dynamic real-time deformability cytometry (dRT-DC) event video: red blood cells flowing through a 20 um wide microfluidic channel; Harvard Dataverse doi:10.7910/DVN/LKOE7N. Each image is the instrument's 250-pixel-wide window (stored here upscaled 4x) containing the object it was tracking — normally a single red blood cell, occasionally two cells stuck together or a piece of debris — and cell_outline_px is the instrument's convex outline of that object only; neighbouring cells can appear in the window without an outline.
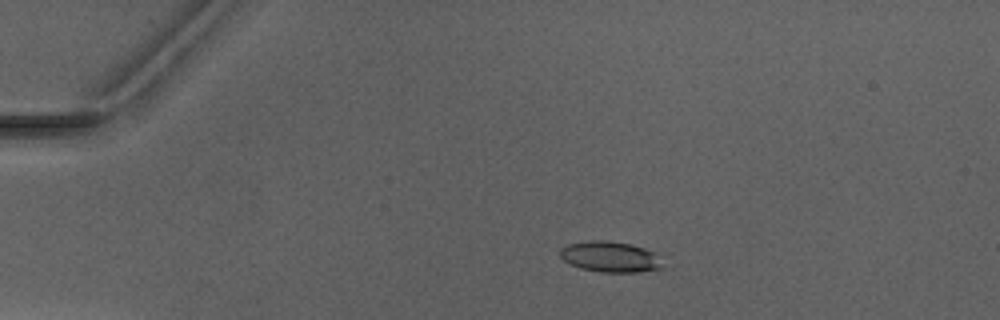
{"species": "Egyptian fruit bat (a non-hibernating species)", "species_latin": "Rousettus aegyptiacus", "temperature_condition": "warm", "stored_images_in_passage": 5, "camera_frame_rate_fps": 3000, "um_per_image_px": 0.085, "animal": {"sex": "male"}, "frame": {"image": 1, "passage_image": 2, "time_ms": 1.333, "image_size_px": [1000, 320], "cell_outline_px": [[668, 268], [636, 272], [600, 272], [580, 268], [568, 264], [560, 256], [560, 248], [568, 244], [592, 240], [600, 240], [632, 244], [656, 252]], "centroid_in_image_um": [51.93, 21.84], "position_along_channel_um": 33.1, "area_um2": 18.73}}
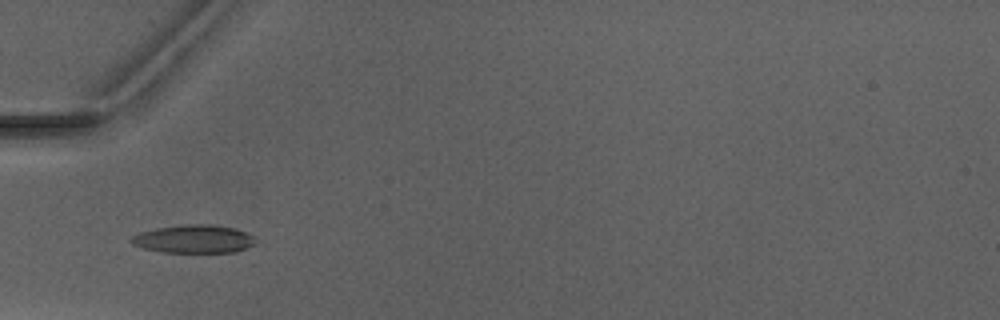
{"frame": {"image": 2, "passage_image": 4, "time_ms": 3.667, "image_size_px": [1000, 320], "cell_outline_px": [[256, 244], [236, 252], [160, 252], [144, 248], [132, 244], [128, 240], [132, 236], [140, 232], [156, 228], [184, 224], [212, 224], [236, 228], [252, 236], [256, 240]], "centroid_in_image_um": [16.47, 20.31], "position_along_channel_um": 68.5, "area_um2": 20.52}}